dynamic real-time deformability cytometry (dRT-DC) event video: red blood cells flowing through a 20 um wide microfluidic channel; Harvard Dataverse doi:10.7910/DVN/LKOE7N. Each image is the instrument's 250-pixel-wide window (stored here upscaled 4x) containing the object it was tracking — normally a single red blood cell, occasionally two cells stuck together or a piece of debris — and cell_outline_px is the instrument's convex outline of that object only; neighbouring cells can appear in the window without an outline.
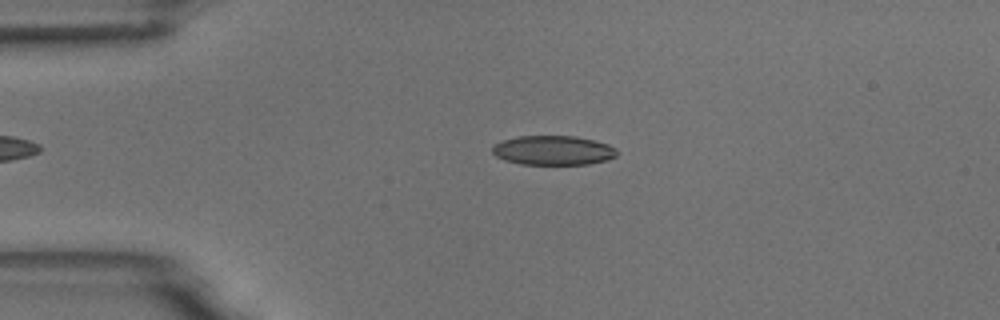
{"species": "common noctule bat (a hibernating species)", "species_latin": "Nyctalus noctula", "temperature_condition": "room temperature", "stored_images_in_passage": 4, "camera_frame_rate_fps": 3000, "um_per_image_px": 0.085, "animal": {"sex": "male", "body_mass_g": 18.8}, "frame": {"image": 1, "passage_image": 3, "time_ms": 2.333, "image_size_px": [1000, 320], "cell_outline_px": [[620, 152], [616, 156], [608, 160], [588, 164], [520, 164], [504, 160], [496, 156], [492, 152], [492, 144], [504, 140], [520, 136], [576, 136], [608, 144], [616, 148]], "centroid_in_image_um": [47.03, 12.78], "position_along_channel_um": 38.0, "area_um2": 21.44}}